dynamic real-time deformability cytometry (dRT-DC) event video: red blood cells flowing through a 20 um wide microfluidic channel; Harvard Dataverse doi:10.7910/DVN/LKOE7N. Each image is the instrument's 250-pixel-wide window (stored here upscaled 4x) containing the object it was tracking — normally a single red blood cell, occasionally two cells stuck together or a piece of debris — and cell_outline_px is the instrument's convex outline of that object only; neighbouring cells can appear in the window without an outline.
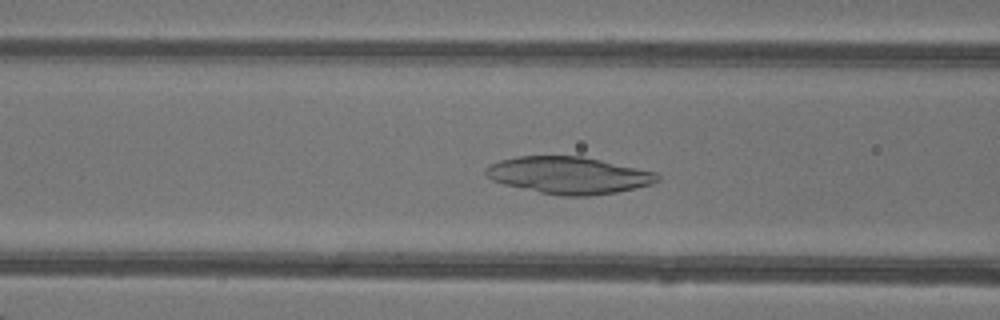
{"species": "common noctule bat (a hibernating species)", "species_latin": "Nyctalus noctula", "temperature_condition": "warm", "stored_images_in_passage": 45, "camera_frame_rate_fps": 3000, "um_per_image_px": 0.085, "animal": {"sex": "female"}, "frame": {"image": 1, "passage_image": 16, "time_ms": 5.0, "image_size_px": [1000, 320], "cell_outline_px": [[660, 180], [652, 184], [616, 192], [588, 196], [560, 196], [540, 192], [504, 184], [492, 180], [484, 172], [484, 168], [500, 160], [520, 156], [584, 156], [656, 172], [660, 176]], "centroid_in_image_um": [48.36, 14.89], "position_along_channel_um": 118.2, "area_um2": 36.93}}
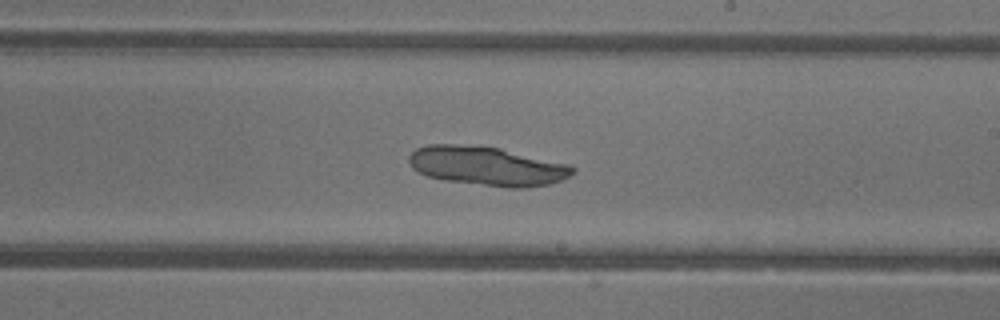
{"frame": {"image": 2, "passage_image": 25, "time_ms": 8.0, "image_size_px": [1000, 320], "cell_outline_px": [[576, 172], [552, 184], [528, 188], [508, 188], [444, 180], [428, 176], [412, 168], [408, 160], [408, 156], [416, 148], [428, 144], [456, 144], [500, 148], [572, 164], [576, 168]], "centroid_in_image_um": [41.45, 14.12], "position_along_channel_um": 247.5, "area_um2": 37.63}}
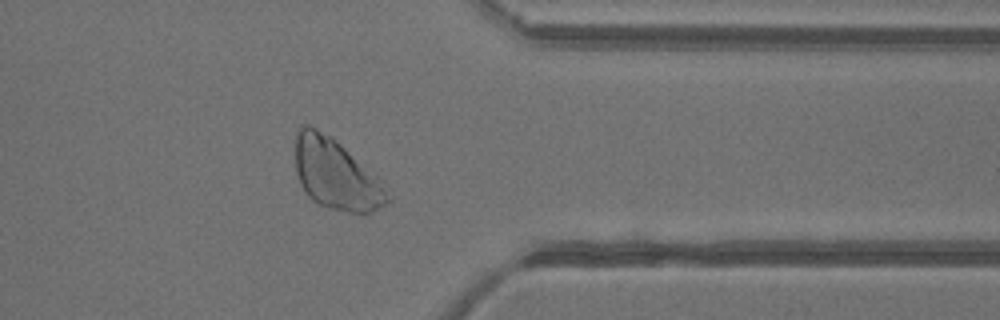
{"frame": {"image": 3, "passage_image": 35, "time_ms": 11.333, "image_size_px": [1000, 320], "cell_outline_px": [[392, 200], [372, 212], [348, 212], [328, 208], [312, 200], [304, 192], [300, 184], [296, 172], [296, 132], [304, 124], [308, 124], [332, 136], [380, 176], [392, 196]], "centroid_in_image_um": [28.61, 14.81], "position_along_channel_um": 382.8, "area_um2": 38.61}}